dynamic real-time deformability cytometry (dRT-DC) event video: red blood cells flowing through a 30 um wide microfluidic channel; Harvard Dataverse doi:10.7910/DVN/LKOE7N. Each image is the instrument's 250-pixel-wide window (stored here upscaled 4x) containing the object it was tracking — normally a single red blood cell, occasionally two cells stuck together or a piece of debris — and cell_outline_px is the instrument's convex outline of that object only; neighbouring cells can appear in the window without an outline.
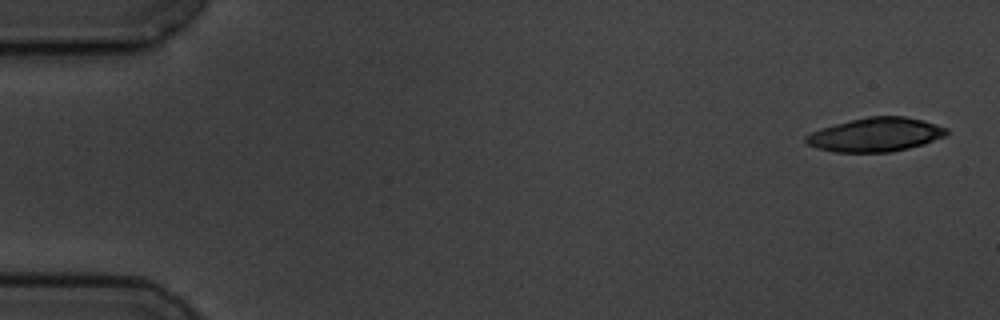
{"species": "common noctule bat (a hibernating species)", "species_latin": "Nyctalus noctula", "temperature_condition": "cold", "stored_images_in_passage": 5, "camera_frame_rate_fps": 3000, "um_per_image_px": 0.085, "animal": {"sex": "male", "body_mass_g": 19.5, "forearm_length_mm": 54.6}, "frame": {"image": 1, "passage_image": 1, "time_ms": 0.0, "image_size_px": [1000, 320], "cell_outline_px": [[948, 132], [944, 136], [924, 144], [908, 148], [888, 152], [836, 152], [816, 148], [808, 144], [804, 140], [804, 136], [820, 128], [868, 116], [904, 116], [924, 120], [948, 128]], "centroid_in_image_um": [74.42, 11.44], "position_along_channel_um": 10.6, "area_um2": 27.69}}